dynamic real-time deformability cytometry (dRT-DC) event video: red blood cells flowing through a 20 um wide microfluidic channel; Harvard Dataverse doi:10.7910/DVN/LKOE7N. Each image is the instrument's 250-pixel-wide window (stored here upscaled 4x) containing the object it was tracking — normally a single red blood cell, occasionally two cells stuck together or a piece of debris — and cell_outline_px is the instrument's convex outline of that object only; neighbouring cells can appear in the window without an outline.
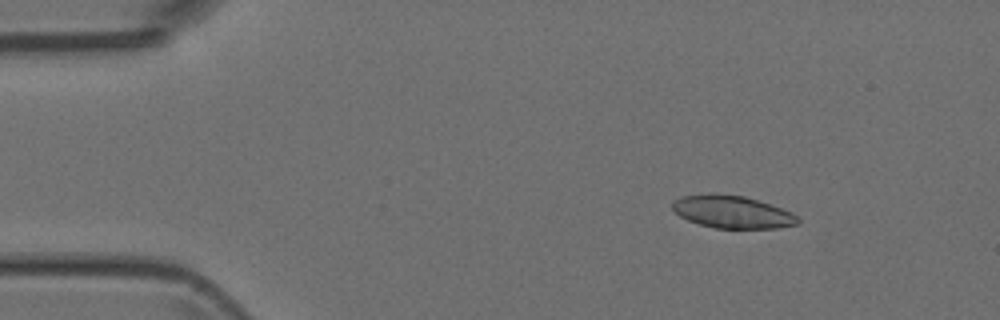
{"species": "Egyptian fruit bat (a non-hibernating species)", "species_latin": "Rousettus aegyptiacus", "temperature_condition": "room temperature", "stored_images_in_passage": 50, "camera_frame_rate_fps": 3000, "um_per_image_px": 0.085, "animal": {"sex": "female"}, "frame": {"image": 1, "passage_image": 6, "time_ms": 1.667, "image_size_px": [1000, 320], "cell_outline_px": [[800, 224], [776, 228], [716, 228], [700, 224], [688, 220], [680, 216], [672, 208], [672, 200], [684, 196], [744, 196], [792, 212], [800, 220]], "centroid_in_image_um": [62.28, 18.06], "position_along_channel_um": 22.7, "area_um2": 22.89}}
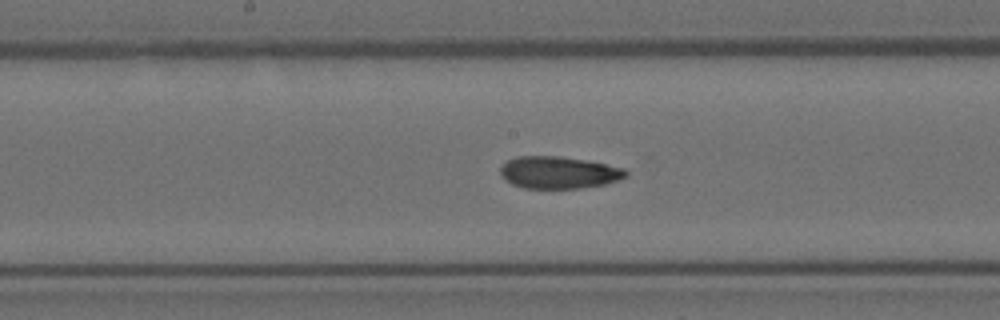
{"frame": {"image": 2, "passage_image": 25, "time_ms": 8.0, "image_size_px": [1000, 320], "cell_outline_px": [[628, 176], [604, 184], [580, 188], [524, 188], [512, 184], [504, 180], [500, 176], [500, 168], [508, 160], [516, 156], [560, 156], [584, 160], [624, 168], [628, 172]], "centroid_in_image_um": [47.45, 14.66], "position_along_channel_um": 200.8, "area_um2": 23.41}}
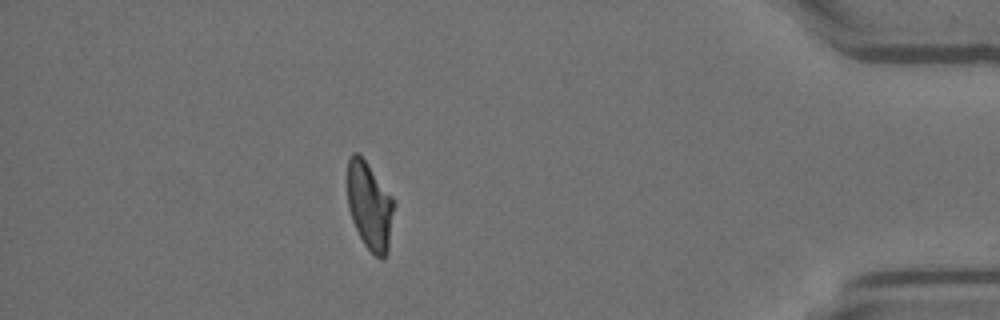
{"frame": {"image": 3, "passage_image": 44, "time_ms": 14.333, "image_size_px": [1000, 320], "cell_outline_px": [[396, 204], [388, 252], [384, 260], [380, 260], [364, 244], [352, 220], [348, 208], [348, 156], [352, 152], [356, 152], [364, 160], [392, 196]], "centroid_in_image_um": [31.45, 17.54], "position_along_channel_um": 403.8, "area_um2": 23.87}}